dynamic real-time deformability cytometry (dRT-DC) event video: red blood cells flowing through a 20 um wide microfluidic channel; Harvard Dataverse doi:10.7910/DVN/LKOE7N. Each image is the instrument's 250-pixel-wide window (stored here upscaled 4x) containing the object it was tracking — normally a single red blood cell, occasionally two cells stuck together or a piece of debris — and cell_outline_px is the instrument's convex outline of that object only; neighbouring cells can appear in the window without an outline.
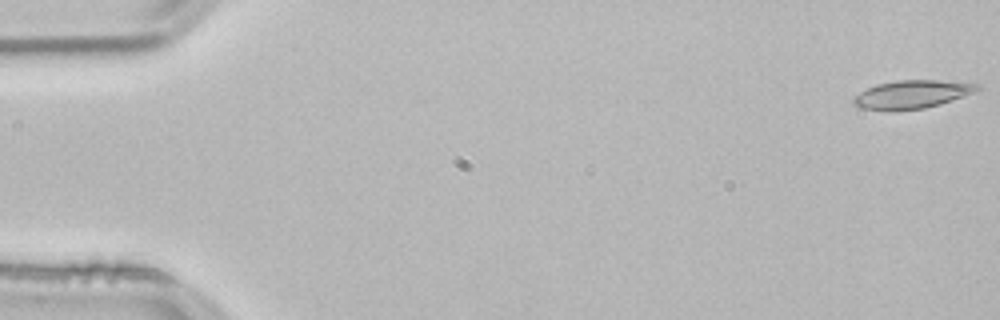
{"species": "common noctule bat (a hibernating species)", "species_latin": "Nyctalus noctula", "temperature_condition": "room temperature", "stored_images_in_passage": 53, "camera_frame_rate_fps": 3000, "um_per_image_px": 0.085, "animal": {"sex": "male", "body_mass_g": 21.5, "forearm_length_mm": 52.0}, "frame": {"image": 1, "passage_image": 1, "time_ms": 0.0, "image_size_px": [1000, 320], "cell_outline_px": [[980, 88], [972, 92], [952, 100], [940, 104], [924, 108], [892, 112], [888, 112], [860, 108], [852, 104], [852, 100], [860, 92], [876, 84], [896, 80], [936, 80], [980, 84]], "centroid_in_image_um": [77.44, 8.04], "position_along_channel_um": 7.6, "area_um2": 20.46}}
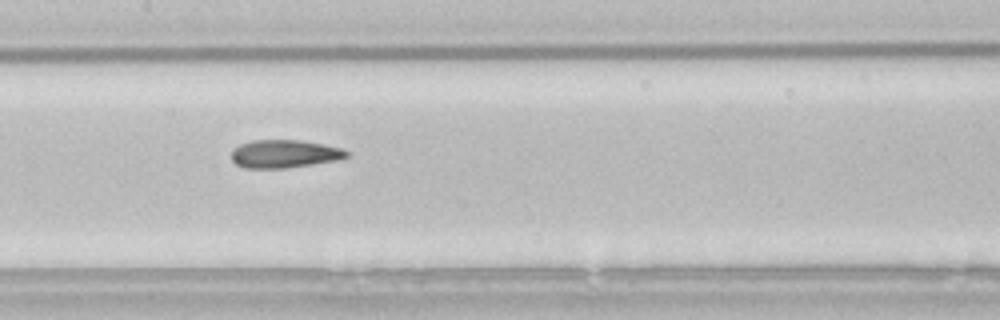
{"frame": {"image": 2, "passage_image": 26, "time_ms": 8.333, "image_size_px": [1000, 320], "cell_outline_px": [[352, 156], [336, 160], [312, 164], [284, 168], [244, 168], [236, 164], [232, 160], [232, 148], [240, 144], [252, 140], [300, 140], [324, 144], [340, 148], [352, 152]], "centroid_in_image_um": [24.19, 13.07], "position_along_channel_um": 183.2, "area_um2": 18.96}}
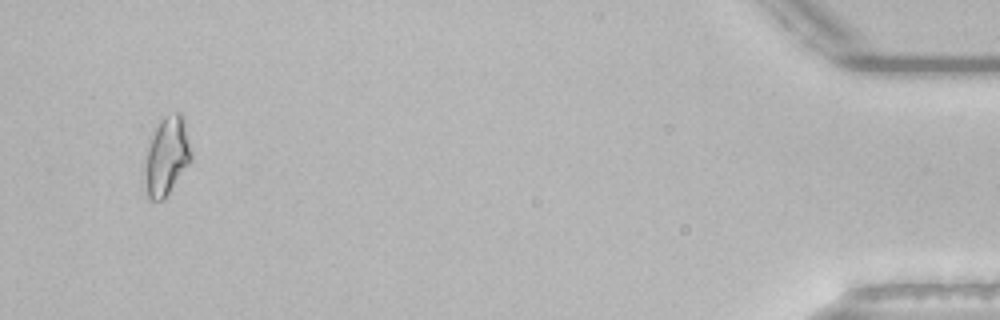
{"frame": {"image": 3, "passage_image": 51, "time_ms": 16.667, "image_size_px": [1000, 320], "cell_outline_px": [[192, 160], [164, 200], [152, 200], [148, 196], [140, 172], [148, 148], [156, 128], [160, 120], [164, 116], [176, 112], [180, 112], [184, 116], [192, 152]], "centroid_in_image_um": [14.15, 13.3], "position_along_channel_um": 421.0, "area_um2": 21.73}, "authors_computed_cell_mechanics": {"area_um2": 19.4786, "velocity_mm_per_s": 3.8315, "shape_relaxation_time_tau1_ms": 9.329, "shape_relaxation_time_tau2_ms": 3.3424, "deformation_change_tau1": 0.203, "deformation_change_tau2": 0.1199}}